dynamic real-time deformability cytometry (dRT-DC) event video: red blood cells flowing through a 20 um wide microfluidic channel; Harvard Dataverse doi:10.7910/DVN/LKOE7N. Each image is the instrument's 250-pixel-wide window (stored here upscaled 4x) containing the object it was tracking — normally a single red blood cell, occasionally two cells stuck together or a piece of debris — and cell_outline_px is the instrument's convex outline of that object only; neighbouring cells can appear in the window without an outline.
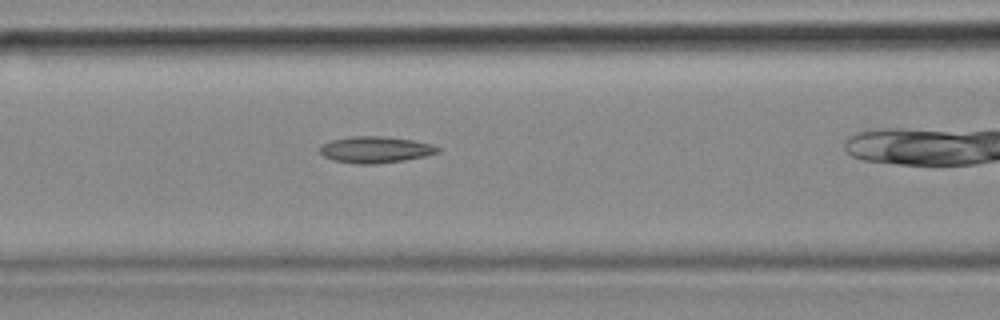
{"species": "common noctule bat (a hibernating species)", "species_latin": "Nyctalus noctula", "temperature_condition": "cold", "stored_images_in_passage": 31, "camera_frame_rate_fps": 3000, "um_per_image_px": 0.085, "animal": {"sex": "female", "body_mass_g": 18.4}, "frame": {"image": 1, "passage_image": 10, "time_ms": 3.0, "image_size_px": [1000, 320], "cell_outline_px": [[440, 152], [424, 156], [404, 160], [376, 164], [356, 164], [332, 160], [324, 156], [320, 152], [320, 148], [324, 144], [332, 140], [352, 136], [384, 136], [412, 140], [432, 144], [440, 148]], "centroid_in_image_um": [31.92, 12.72], "position_along_channel_um": 134.7, "area_um2": 18.09}}